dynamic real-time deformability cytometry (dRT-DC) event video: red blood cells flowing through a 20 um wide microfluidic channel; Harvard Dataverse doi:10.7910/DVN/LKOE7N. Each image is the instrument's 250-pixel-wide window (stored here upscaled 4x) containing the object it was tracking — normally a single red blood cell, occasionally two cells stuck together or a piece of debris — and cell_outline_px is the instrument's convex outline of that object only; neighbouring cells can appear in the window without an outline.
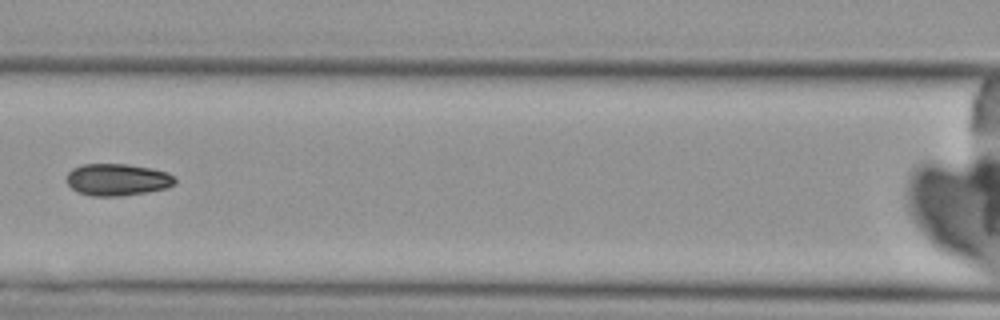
{"species": "Egyptian fruit bat (a non-hibernating species)", "species_latin": "Rousettus aegyptiacus", "temperature_condition": "cold", "stored_images_in_passage": 7, "camera_frame_rate_fps": 3000, "um_per_image_px": 0.085, "animal": {"sex": "female"}, "frame": {"image": 1, "passage_image": 7, "time_ms": 7.0, "image_size_px": [1000, 320], "cell_outline_px": [[176, 184], [168, 188], [148, 192], [120, 196], [92, 196], [76, 192], [68, 184], [68, 172], [72, 168], [80, 164], [128, 164], [152, 168], [168, 172], [176, 176]], "centroid_in_image_um": [10.02, 15.27], "position_along_channel_um": 156.6, "area_um2": 20.52}}